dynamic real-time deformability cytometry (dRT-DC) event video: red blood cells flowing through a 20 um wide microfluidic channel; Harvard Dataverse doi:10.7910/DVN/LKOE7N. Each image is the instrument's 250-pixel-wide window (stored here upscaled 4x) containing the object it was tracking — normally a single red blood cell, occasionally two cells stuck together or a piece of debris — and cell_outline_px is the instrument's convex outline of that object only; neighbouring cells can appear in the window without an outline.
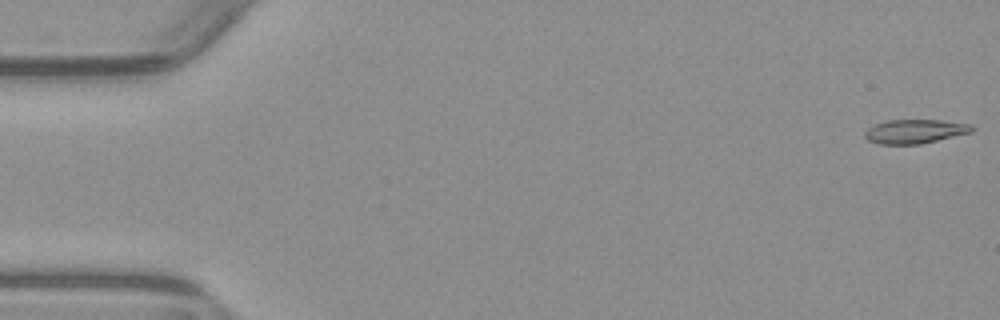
{"species": "common noctule bat (a hibernating species)", "species_latin": "Nyctalus noctula", "temperature_condition": "warm", "stored_images_in_passage": 11, "camera_frame_rate_fps": 3000, "um_per_image_px": 0.085, "animal": {"sex": "male", "body_mass_g": 23.1, "forearm_length_mm": 52.7}, "frame": {"image": 1, "passage_image": 1, "time_ms": 0.0, "image_size_px": [1000, 320], "cell_outline_px": [[976, 128], [972, 132], [920, 144], [880, 144], [868, 140], [864, 136], [864, 132], [872, 124], [888, 120], [940, 120], [972, 124]], "centroid_in_image_um": [77.77, 11.16], "position_along_channel_um": 7.2, "area_um2": 15.09}}